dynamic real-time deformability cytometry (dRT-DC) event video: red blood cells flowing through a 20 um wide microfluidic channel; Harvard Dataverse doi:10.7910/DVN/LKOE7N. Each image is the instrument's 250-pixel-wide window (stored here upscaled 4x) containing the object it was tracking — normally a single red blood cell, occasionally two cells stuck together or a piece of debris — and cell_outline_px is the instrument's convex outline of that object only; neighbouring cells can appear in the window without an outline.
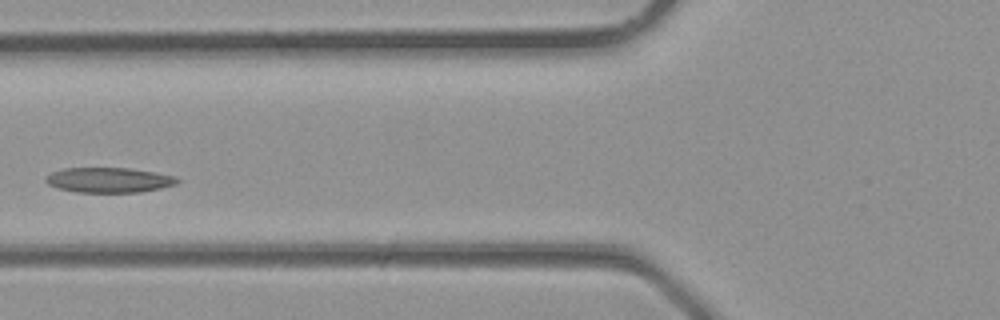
{"species": "common noctule bat (a hibernating species)", "species_latin": "Nyctalus noctula", "temperature_condition": "room temperature", "stored_images_in_passage": 4, "camera_frame_rate_fps": 3000, "um_per_image_px": 0.085, "animal": {"sex": "male", "body_mass_g": 23.1, "forearm_length_mm": 52.7}, "frame": {"image": 1, "passage_image": 4, "time_ms": 1.0, "image_size_px": [1000, 320], "cell_outline_px": [[180, 180], [176, 184], [160, 188], [140, 192], [76, 192], [56, 188], [48, 184], [44, 180], [52, 172], [64, 168], [128, 168], [156, 172], [176, 176]], "centroid_in_image_um": [9.27, 15.3], "position_along_channel_um": 116.5, "area_um2": 19.19}}